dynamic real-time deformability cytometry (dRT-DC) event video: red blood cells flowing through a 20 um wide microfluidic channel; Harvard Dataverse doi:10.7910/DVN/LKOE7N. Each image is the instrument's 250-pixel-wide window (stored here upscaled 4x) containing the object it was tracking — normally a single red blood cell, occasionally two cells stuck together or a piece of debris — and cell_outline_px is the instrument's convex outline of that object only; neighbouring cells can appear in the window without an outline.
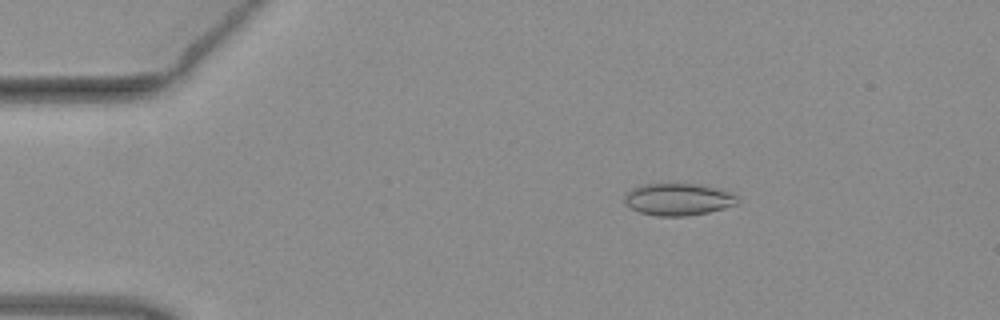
{"species": "common noctule bat (a hibernating species)", "species_latin": "Nyctalus noctula", "temperature_condition": "warm", "stored_images_in_passage": 52, "camera_frame_rate_fps": 3000, "um_per_image_px": 0.085, "animal": {"sex": "female", "body_mass_g": 19.3, "forearm_length_mm": 54.1}, "frame": {"image": 1, "passage_image": 9, "time_ms": 2.667, "image_size_px": [1000, 320], "cell_outline_px": [[740, 200], [736, 204], [724, 208], [708, 212], [688, 216], [656, 216], [640, 212], [632, 208], [624, 200], [624, 196], [632, 188], [640, 184], [676, 180], [704, 184], [720, 188], [732, 192]], "centroid_in_image_um": [57.67, 16.87], "position_along_channel_um": 27.3, "area_um2": 22.2}}
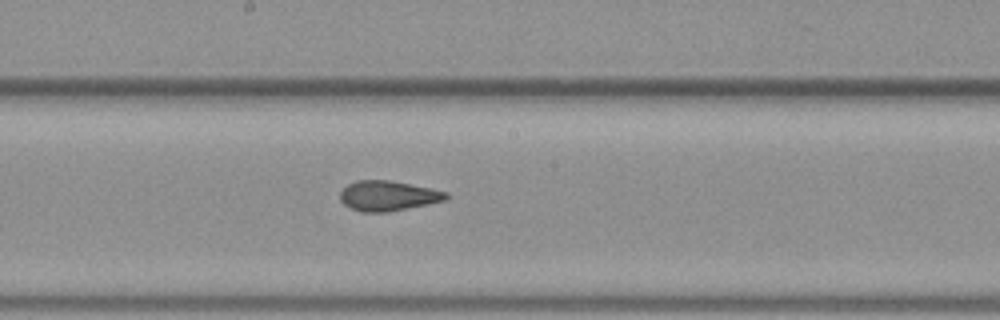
{"frame": {"image": 2, "passage_image": 28, "time_ms": 9.0, "image_size_px": [1000, 320], "cell_outline_px": [[448, 200], [388, 212], [360, 212], [348, 208], [340, 200], [340, 192], [348, 184], [356, 180], [388, 180], [432, 188], [448, 192]], "centroid_in_image_um": [32.98, 16.65], "position_along_channel_um": 215.2, "area_um2": 18.73}}
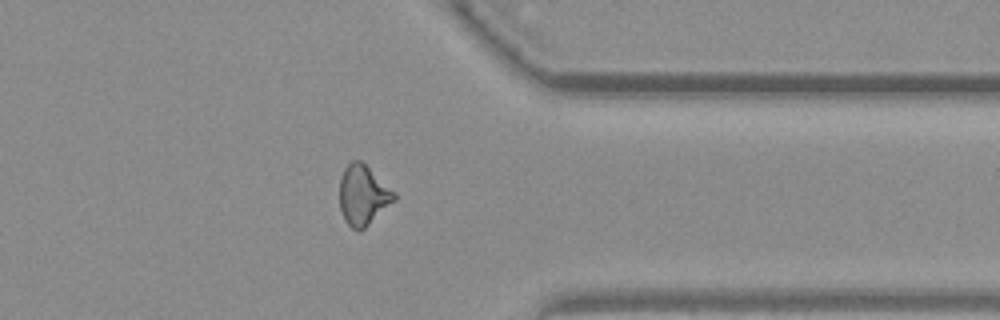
{"frame": {"image": 3, "passage_image": 41, "time_ms": 13.333, "image_size_px": [1000, 320], "cell_outline_px": [[396, 200], [360, 232], [352, 228], [344, 220], [340, 208], [340, 176], [344, 168], [352, 160], [360, 160], [396, 192]], "centroid_in_image_um": [30.86, 16.6], "position_along_channel_um": 380.5, "area_um2": 19.13}, "authors_computed_cell_mechanics": {"area_um2": 19.4497, "velocity_mm_per_s": 4.0131, "shape_relaxation_time_tau1_ms": null, "shape_relaxation_time_tau2_ms": 1.4156, "deformation_change_tau1": null, "deformation_change_tau2": 0.063}}